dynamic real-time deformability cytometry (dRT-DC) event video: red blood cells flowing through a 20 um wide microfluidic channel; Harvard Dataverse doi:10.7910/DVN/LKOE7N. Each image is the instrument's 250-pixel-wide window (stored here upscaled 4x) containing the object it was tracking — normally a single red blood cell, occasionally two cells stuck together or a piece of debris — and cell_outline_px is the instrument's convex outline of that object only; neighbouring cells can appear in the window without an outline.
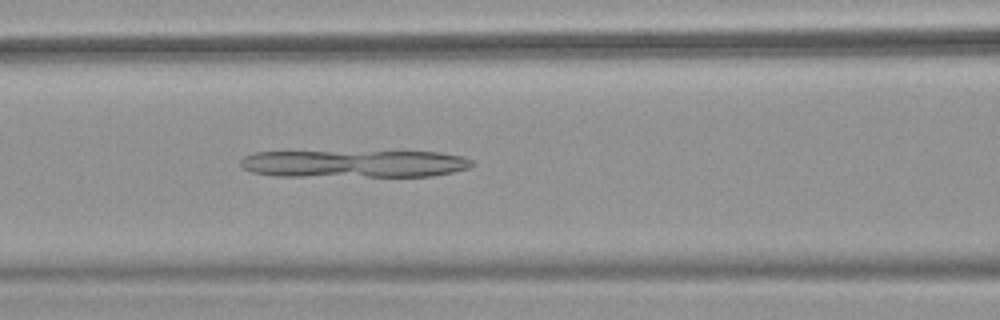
{"species": "common noctule bat (a hibernating species)", "species_latin": "Nyctalus noctula", "temperature_condition": "warm", "stored_images_in_passage": 29, "camera_frame_rate_fps": 3000, "um_per_image_px": 0.085, "animal": {"sex": "female", "body_mass_g": 18.4}, "frame": {"image": 1, "passage_image": 10, "time_ms": 3.0, "image_size_px": [1000, 320], "cell_outline_px": [[476, 164], [468, 168], [452, 172], [432, 176], [272, 176], [252, 172], [244, 168], [240, 164], [240, 160], [244, 156], [252, 152], [284, 148], [440, 152], [464, 156], [472, 160]], "centroid_in_image_um": [29.95, 13.84], "position_along_channel_um": 136.6, "area_um2": 39.88}}
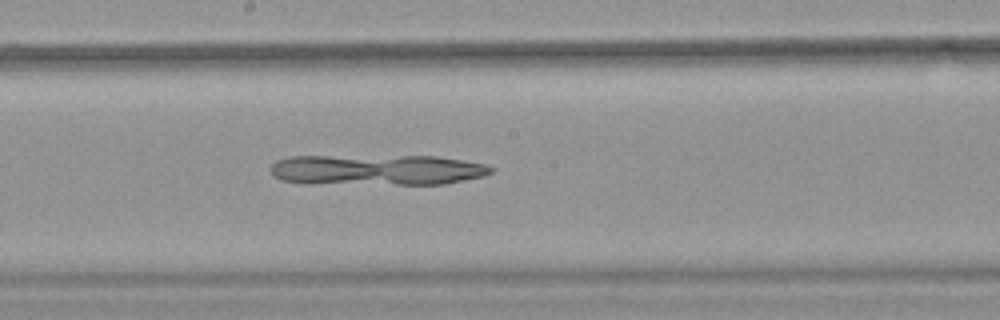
{"frame": {"image": 2, "passage_image": 16, "time_ms": 5.0, "image_size_px": [1000, 320], "cell_outline_px": [[496, 168], [492, 172], [484, 176], [444, 184], [308, 184], [280, 180], [272, 176], [272, 164], [276, 160], [288, 156], [436, 156], [488, 164]], "centroid_in_image_um": [32.03, 14.44], "position_along_channel_um": 216.2, "area_um2": 40.0}}
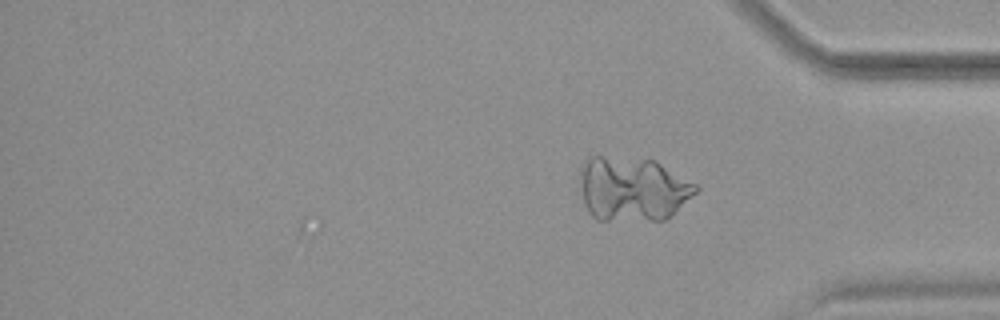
{"frame": {"image": 3, "passage_image": 29, "time_ms": 9.333, "image_size_px": [1000, 320], "cell_outline_px": [[700, 188], [692, 196], [664, 220], [596, 220], [588, 212], [584, 204], [580, 188], [580, 168], [584, 160], [592, 156], [600, 156], [656, 160], [696, 184]], "centroid_in_image_um": [53.73, 16.05], "position_along_channel_um": 381.5, "area_um2": 43.52}}